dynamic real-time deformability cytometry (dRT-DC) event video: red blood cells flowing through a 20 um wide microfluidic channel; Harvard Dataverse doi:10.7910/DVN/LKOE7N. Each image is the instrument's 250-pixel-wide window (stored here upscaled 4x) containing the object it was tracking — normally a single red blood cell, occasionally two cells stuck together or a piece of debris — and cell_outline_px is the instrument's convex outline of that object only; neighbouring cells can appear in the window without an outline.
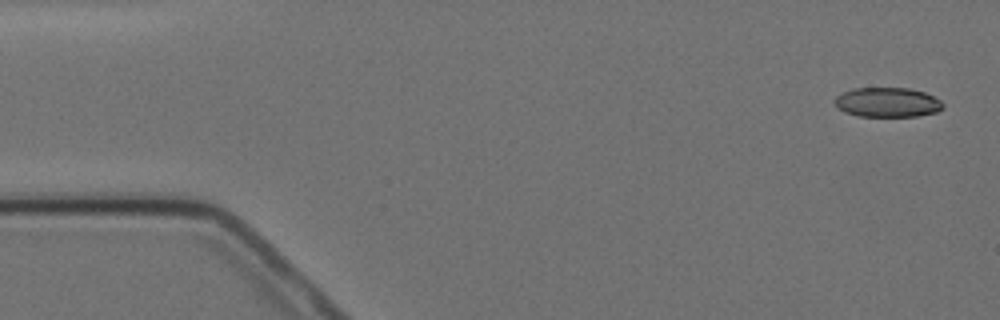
{"species": "Egyptian fruit bat (a non-hibernating species)", "species_latin": "Rousettus aegyptiacus", "temperature_condition": "cold", "stored_images_in_passage": 6, "camera_frame_rate_fps": 3000, "um_per_image_px": 0.085, "animal": {"sex": "female"}, "frame": {"image": 1, "passage_image": 1, "time_ms": 0.0, "image_size_px": [1000, 320], "cell_outline_px": [[944, 108], [936, 112], [916, 116], [856, 116], [844, 112], [832, 100], [836, 96], [852, 88], [908, 88], [924, 92], [940, 100], [944, 104]], "centroid_in_image_um": [75.42, 8.7], "position_along_channel_um": 9.6, "area_um2": 18.67}}
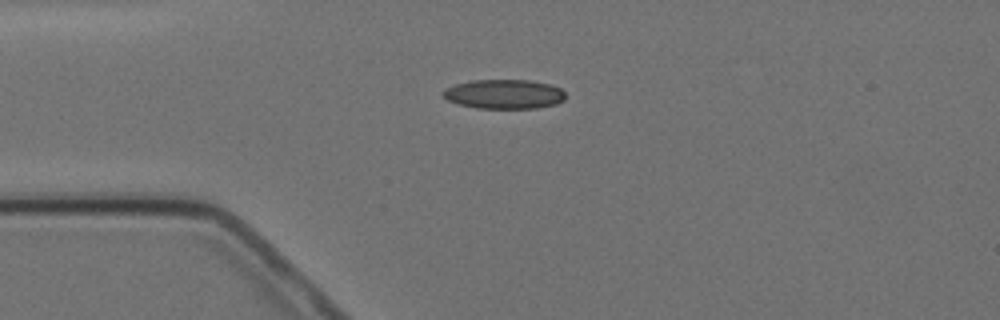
{"frame": {"image": 2, "passage_image": 4, "time_ms": 3.667, "image_size_px": [1000, 320], "cell_outline_px": [[564, 100], [556, 104], [536, 108], [476, 108], [456, 104], [448, 100], [440, 92], [444, 88], [456, 84], [472, 80], [528, 80], [552, 84], [560, 88], [564, 92]], "centroid_in_image_um": [42.83, 8.0], "position_along_channel_um": 42.2, "area_um2": 21.1}}
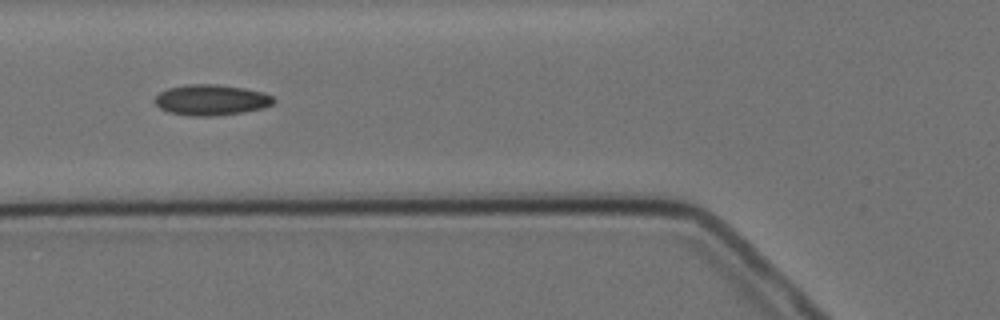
{"frame": {"image": 3, "passage_image": 6, "time_ms": 6.0, "image_size_px": [1000, 320], "cell_outline_px": [[276, 100], [272, 104], [264, 108], [240, 112], [212, 116], [196, 116], [168, 112], [160, 108], [156, 104], [156, 96], [160, 92], [168, 88], [184, 84], [216, 84], [244, 88], [264, 92], [272, 96]], "centroid_in_image_um": [17.97, 8.48], "position_along_channel_um": 107.8, "area_um2": 21.15}}